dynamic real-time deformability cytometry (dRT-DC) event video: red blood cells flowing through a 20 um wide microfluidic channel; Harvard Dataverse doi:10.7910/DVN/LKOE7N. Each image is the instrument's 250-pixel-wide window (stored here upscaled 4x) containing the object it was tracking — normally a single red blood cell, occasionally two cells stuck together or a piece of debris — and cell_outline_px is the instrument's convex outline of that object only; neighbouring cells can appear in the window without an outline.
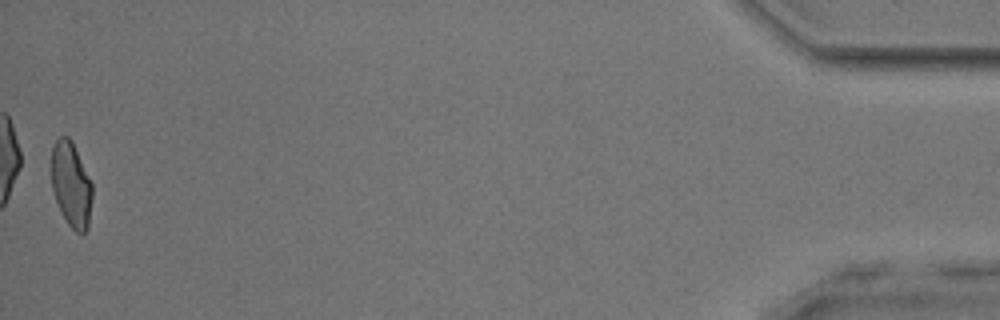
{"species": "common noctule bat (a hibernating species)", "species_latin": "Nyctalus noctula", "temperature_condition": "room temperature", "stored_images_in_passage": 51, "camera_frame_rate_fps": 3000, "um_per_image_px": 0.085, "animal": {"sex": "male", "body_mass_g": 17.9, "forearm_length_mm": 54.2}, "frame": {"image": 1, "passage_image": 51, "time_ms": 16.667, "image_size_px": [1000, 320], "cell_outline_px": [[92, 200], [88, 228], [84, 232], [76, 232], [68, 224], [56, 200], [52, 188], [52, 148], [56, 140], [60, 136], [68, 136], [72, 140], [92, 184]], "centroid_in_image_um": [6.06, 15.67], "position_along_channel_um": 429.1, "area_um2": 20.0}, "authors_computed_cell_mechanics": {"area_um2": 21.3282, "velocity_mm_per_s": 3.94, "shape_relaxation_time_tau1_ms": 5.4592, "shape_relaxation_time_tau2_ms": 1.024, "deformation_change_tau1": 0.1658, "deformation_change_tau2": 0.0795}}